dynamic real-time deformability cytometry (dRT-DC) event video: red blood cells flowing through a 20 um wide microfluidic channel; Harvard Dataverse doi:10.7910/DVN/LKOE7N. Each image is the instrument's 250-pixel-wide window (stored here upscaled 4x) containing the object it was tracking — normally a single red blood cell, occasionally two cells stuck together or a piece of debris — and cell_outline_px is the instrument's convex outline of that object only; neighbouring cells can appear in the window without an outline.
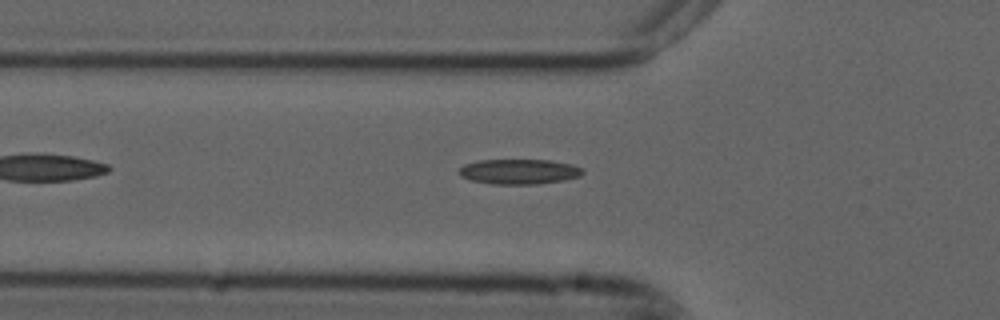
{"species": "common noctule bat (a hibernating species)", "species_latin": "Nyctalus noctula", "temperature_condition": "cold", "stored_images_in_passage": 40, "camera_frame_rate_fps": 3000, "um_per_image_px": 0.085, "animal": {"sex": "male", "forearm_length_mm": 52.5}, "frame": {"image": 1, "passage_image": 8, "time_ms": 2.333, "image_size_px": [1000, 320], "cell_outline_px": [[584, 172], [580, 176], [564, 180], [536, 184], [492, 184], [468, 180], [460, 176], [456, 172], [464, 164], [476, 160], [552, 160], [572, 164], [584, 168]], "centroid_in_image_um": [44.1, 14.58], "position_along_channel_um": 81.7, "area_um2": 18.38}}
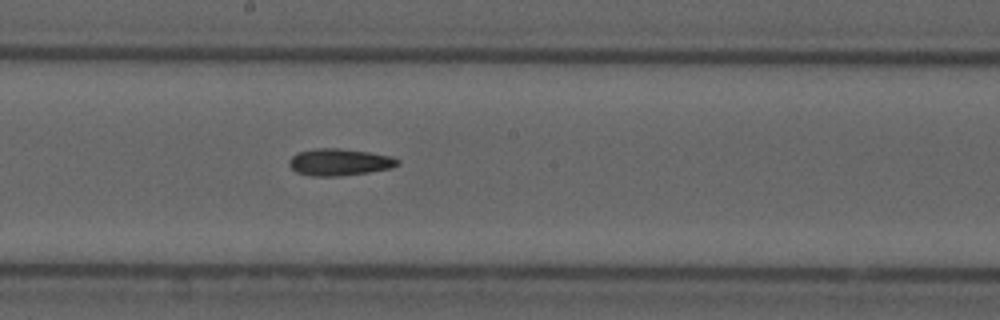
{"frame": {"image": 2, "passage_image": 19, "time_ms": 6.0, "image_size_px": [1000, 320], "cell_outline_px": [[400, 164], [392, 168], [368, 172], [340, 176], [308, 176], [296, 172], [288, 164], [288, 160], [296, 152], [316, 148], [340, 148], [368, 152], [392, 156], [400, 160]], "centroid_in_image_um": [28.84, 13.78], "position_along_channel_um": 219.4, "area_um2": 17.22}}
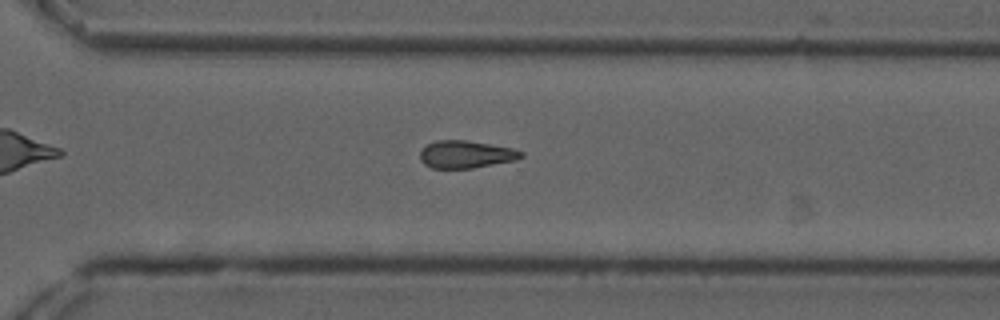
{"frame": {"image": 3, "passage_image": 28, "time_ms": 9.0, "image_size_px": [1000, 320], "cell_outline_px": [[524, 156], [516, 160], [472, 168], [432, 168], [424, 164], [420, 160], [420, 152], [428, 144], [436, 140], [464, 140], [512, 148], [524, 152]], "centroid_in_image_um": [39.6, 13.12], "position_along_channel_um": 331.0, "area_um2": 16.07}}